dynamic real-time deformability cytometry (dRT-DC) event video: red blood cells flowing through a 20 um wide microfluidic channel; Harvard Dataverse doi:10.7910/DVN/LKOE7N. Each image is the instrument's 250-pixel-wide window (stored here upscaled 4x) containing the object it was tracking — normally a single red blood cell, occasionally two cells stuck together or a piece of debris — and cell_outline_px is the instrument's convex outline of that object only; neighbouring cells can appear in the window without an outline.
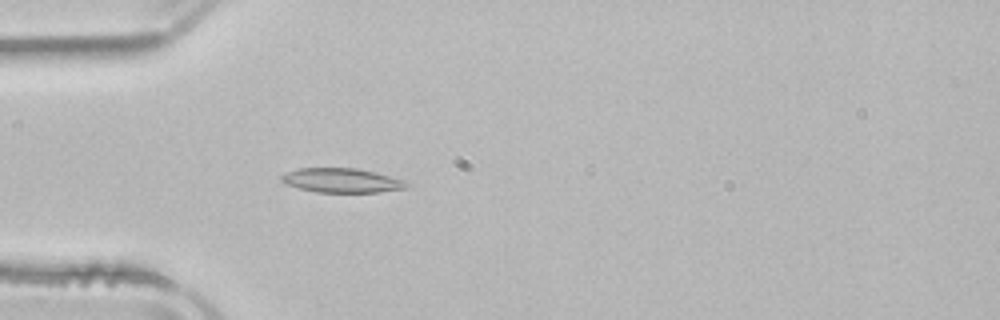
{"species": "common noctule bat (a hibernating species)", "species_latin": "Nyctalus noctula", "temperature_condition": "room temperature", "stored_images_in_passage": 3, "camera_frame_rate_fps": 3000, "um_per_image_px": 0.085, "animal": {"sex": "male", "body_mass_g": 21.5, "forearm_length_mm": 52.0}, "frame": {"image": 1, "passage_image": 3, "time_ms": 4.333, "image_size_px": [1000, 320], "cell_outline_px": [[408, 184], [404, 188], [380, 192], [316, 192], [300, 188], [288, 184], [280, 180], [280, 176], [296, 168], [356, 168], [376, 172], [404, 180]], "centroid_in_image_um": [29.04, 15.33], "position_along_channel_um": 56.0, "area_um2": 17.57}}